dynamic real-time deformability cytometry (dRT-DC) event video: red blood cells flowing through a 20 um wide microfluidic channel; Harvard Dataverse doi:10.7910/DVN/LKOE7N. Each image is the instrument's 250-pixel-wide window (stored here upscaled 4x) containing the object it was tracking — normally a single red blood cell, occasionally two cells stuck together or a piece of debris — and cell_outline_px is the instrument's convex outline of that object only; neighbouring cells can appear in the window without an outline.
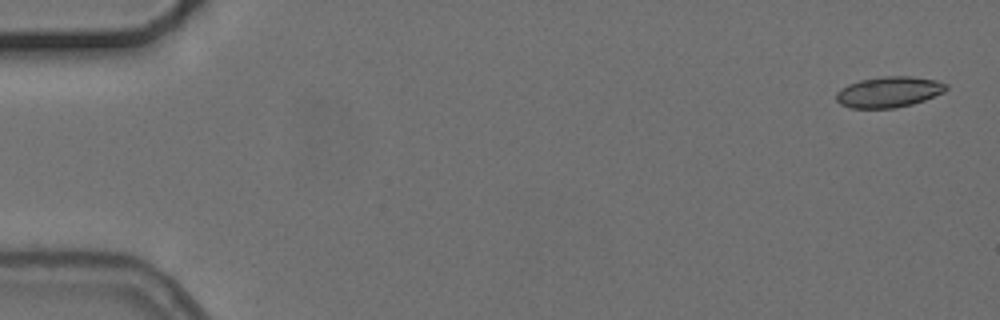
{"species": "common noctule bat (a hibernating species)", "species_latin": "Nyctalus noctula", "temperature_condition": "cold", "stored_images_in_passage": 5, "camera_frame_rate_fps": 3000, "um_per_image_px": 0.085, "animal": {"sex": "female", "body_mass_g": 24.6, "forearm_length_mm": 56.2}, "frame": {"image": 1, "passage_image": 1, "time_ms": 0.0, "image_size_px": [1000, 320], "cell_outline_px": [[948, 88], [944, 92], [924, 100], [912, 104], [896, 108], [848, 108], [840, 104], [836, 100], [836, 92], [840, 88], [848, 84], [860, 80], [884, 76], [912, 76], [936, 80], [948, 84]], "centroid_in_image_um": [75.54, 7.82], "position_along_channel_um": 9.5, "area_um2": 19.88}}
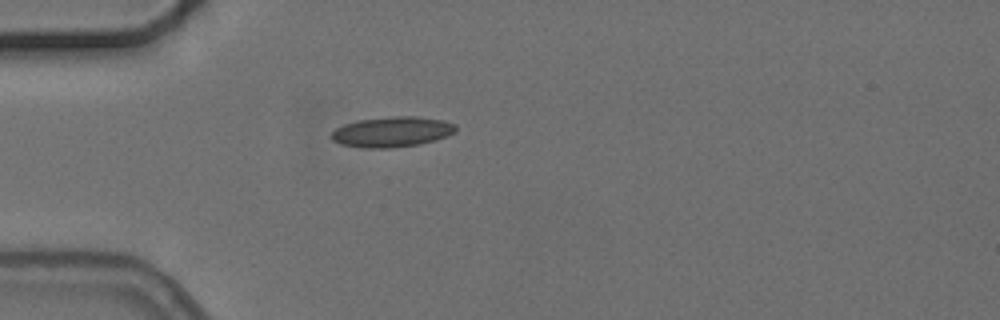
{"frame": {"image": 2, "passage_image": 5, "time_ms": 4.667, "image_size_px": [1000, 320], "cell_outline_px": [[456, 132], [436, 140], [420, 144], [392, 148], [360, 148], [340, 144], [332, 140], [328, 136], [336, 128], [344, 124], [360, 120], [392, 116], [416, 116], [440, 120], [456, 124]], "centroid_in_image_um": [33.29, 11.22], "position_along_channel_um": 51.7, "area_um2": 22.14}}